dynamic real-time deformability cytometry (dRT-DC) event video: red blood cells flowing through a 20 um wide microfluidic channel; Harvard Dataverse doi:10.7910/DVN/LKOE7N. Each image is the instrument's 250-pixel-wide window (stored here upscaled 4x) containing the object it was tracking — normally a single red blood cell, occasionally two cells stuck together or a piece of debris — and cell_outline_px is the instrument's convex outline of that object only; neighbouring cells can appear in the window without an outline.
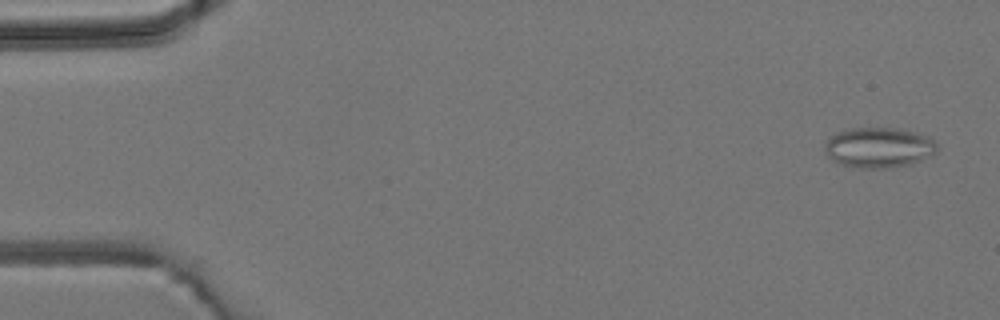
{"species": "common noctule bat (a hibernating species)", "species_latin": "Nyctalus noctula", "temperature_condition": "room temperature", "stored_images_in_passage": 5, "camera_frame_rate_fps": 3000, "um_per_image_px": 0.085, "animal": {"sex": "male", "body_mass_g": 19.2, "forearm_length_mm": 51.8}, "frame": {"image": 1, "passage_image": 1, "time_ms": 0.0, "image_size_px": [1000, 320], "cell_outline_px": [[936, 152], [912, 164], [884, 168], [860, 168], [840, 164], [832, 160], [828, 156], [824, 148], [824, 144], [836, 132], [852, 128], [900, 128], [928, 136], [936, 144]], "centroid_in_image_um": [74.67, 12.54], "position_along_channel_um": 10.3, "area_um2": 26.24}}
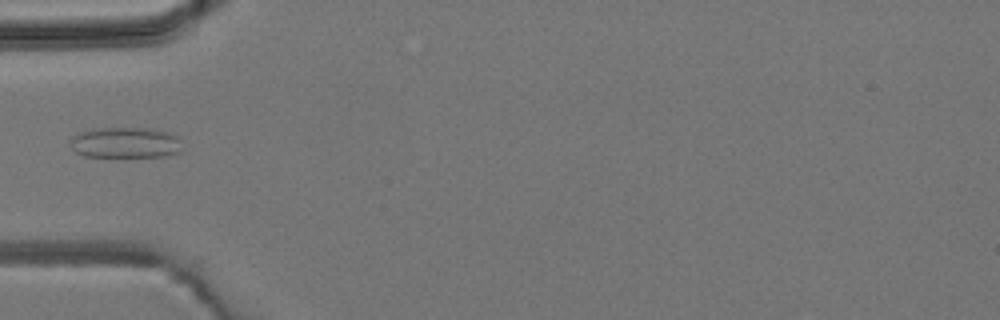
{"frame": {"image": 2, "passage_image": 5, "time_ms": 4.667, "image_size_px": [1000, 320], "cell_outline_px": [[180, 152], [164, 156], [84, 156], [76, 152], [72, 148], [72, 136], [76, 132], [92, 128], [152, 128], [168, 132], [176, 136]], "centroid_in_image_um": [10.6, 12.1], "position_along_channel_um": 74.4, "area_um2": 19.88}}